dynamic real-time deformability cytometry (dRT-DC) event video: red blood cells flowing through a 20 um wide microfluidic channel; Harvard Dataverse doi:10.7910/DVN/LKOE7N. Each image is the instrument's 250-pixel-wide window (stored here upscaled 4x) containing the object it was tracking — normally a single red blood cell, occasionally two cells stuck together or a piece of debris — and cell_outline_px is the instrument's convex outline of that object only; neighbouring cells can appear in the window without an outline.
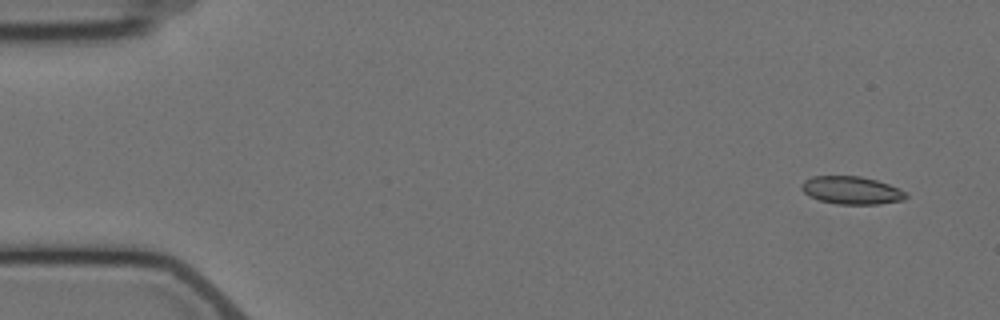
{"species": "Egyptian fruit bat (a non-hibernating species)", "species_latin": "Rousettus aegyptiacus", "temperature_condition": "cold", "stored_images_in_passage": 14, "camera_frame_rate_fps": 3000, "um_per_image_px": 0.085, "animal": {"sex": "female"}, "frame": {"image": 1, "passage_image": 1, "time_ms": 0.0, "image_size_px": [1000, 320], "cell_outline_px": [[908, 196], [904, 200], [880, 204], [836, 204], [820, 200], [808, 196], [800, 188], [800, 184], [804, 180], [812, 176], [860, 176], [876, 180], [900, 188], [908, 192]], "centroid_in_image_um": [72.39, 16.17], "position_along_channel_um": 12.6, "area_um2": 17.17}}
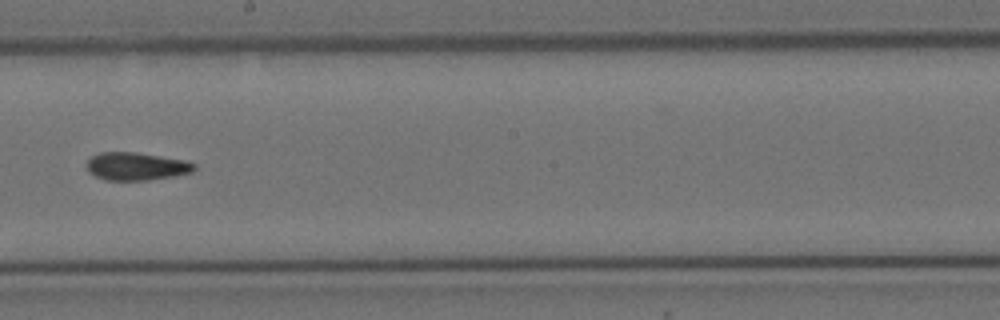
{"frame": {"image": 2, "passage_image": 8, "time_ms": 9.667, "image_size_px": [1000, 320], "cell_outline_px": [[196, 168], [192, 172], [172, 176], [148, 180], [104, 180], [88, 172], [88, 160], [92, 156], [100, 152], [136, 152], [188, 160], [196, 164]], "centroid_in_image_um": [11.62, 14.13], "position_along_channel_um": 236.6, "area_um2": 17.51}}
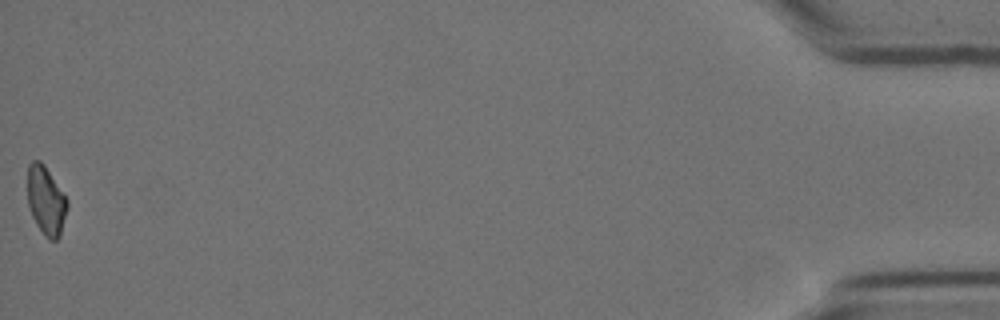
{"frame": {"image": 3, "passage_image": 14, "time_ms": 18.0, "image_size_px": [1000, 320], "cell_outline_px": [[68, 208], [60, 236], [56, 240], [48, 240], [44, 236], [36, 224], [32, 216], [28, 204], [28, 164], [32, 160], [40, 160], [44, 164], [68, 200]], "centroid_in_image_um": [3.92, 17.07], "position_along_channel_um": 431.3, "area_um2": 16.01}, "authors_computed_cell_mechanics": {"area_um2": 17.3111, "velocity_mm_per_s": 3.5142, "shape_relaxation_time_tau1_ms": null, "shape_relaxation_time_tau2_ms": 4.1273, "deformation_change_tau1": null, "deformation_change_tau2": 0.11}}